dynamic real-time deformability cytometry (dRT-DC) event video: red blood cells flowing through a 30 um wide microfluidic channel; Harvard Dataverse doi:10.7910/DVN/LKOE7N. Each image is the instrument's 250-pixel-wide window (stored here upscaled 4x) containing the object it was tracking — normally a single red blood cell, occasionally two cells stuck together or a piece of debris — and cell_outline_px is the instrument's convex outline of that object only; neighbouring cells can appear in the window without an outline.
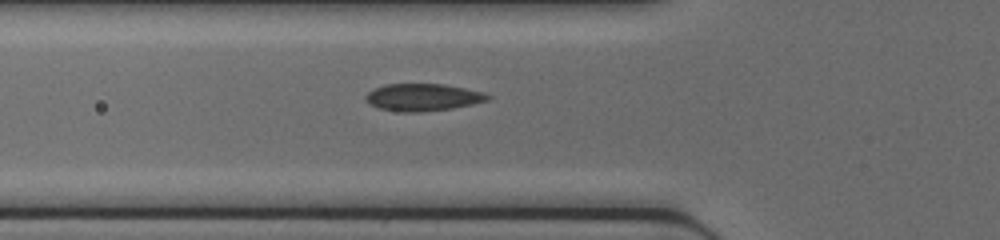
{"species": "common noctule bat (a hibernating species)", "species_latin": "Nyctalus noctula", "temperature_condition": "cold", "stored_images_in_passage": 30, "camera_frame_rate_fps": 3000, "um_per_image_px": 0.085, "animal": {"sex": "female", "body_mass_g": 17.0, "forearm_length_mm": 48.0}, "frame": {"image": 1, "passage_image": 5, "time_ms": 1.333, "image_size_px": [1000, 240], "cell_outline_px": [[492, 96], [488, 100], [472, 104], [452, 108], [420, 112], [404, 112], [376, 108], [364, 96], [368, 92], [384, 84], [444, 84], [484, 92]], "centroid_in_image_um": [35.96, 8.26], "position_along_channel_um": 89.8, "area_um2": 19.25}}
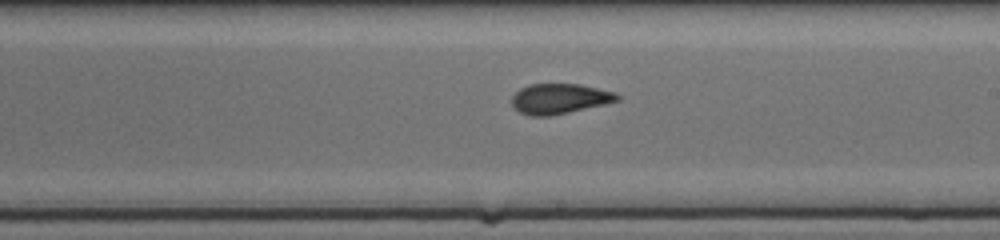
{"frame": {"image": 2, "passage_image": 15, "time_ms": 4.667, "image_size_px": [1000, 240], "cell_outline_px": [[620, 100], [604, 104], [552, 116], [528, 116], [520, 112], [512, 104], [512, 96], [520, 88], [528, 84], [580, 84], [616, 92], [620, 96]], "centroid_in_image_um": [47.56, 8.39], "position_along_channel_um": 241.4, "area_um2": 18.61}}
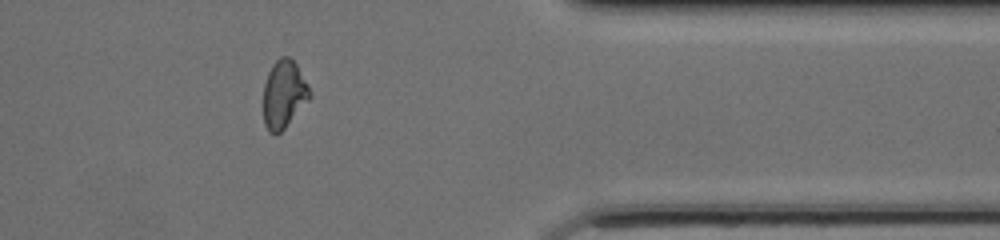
{"frame": {"image": 3, "passage_image": 26, "time_ms": 8.333, "image_size_px": [1000, 240], "cell_outline_px": [[312, 96], [284, 128], [276, 136], [268, 132], [264, 124], [264, 84], [268, 72], [272, 64], [280, 56], [288, 56], [296, 64], [308, 84]], "centroid_in_image_um": [24.12, 8.01], "position_along_channel_um": 387.3, "area_um2": 18.32}}